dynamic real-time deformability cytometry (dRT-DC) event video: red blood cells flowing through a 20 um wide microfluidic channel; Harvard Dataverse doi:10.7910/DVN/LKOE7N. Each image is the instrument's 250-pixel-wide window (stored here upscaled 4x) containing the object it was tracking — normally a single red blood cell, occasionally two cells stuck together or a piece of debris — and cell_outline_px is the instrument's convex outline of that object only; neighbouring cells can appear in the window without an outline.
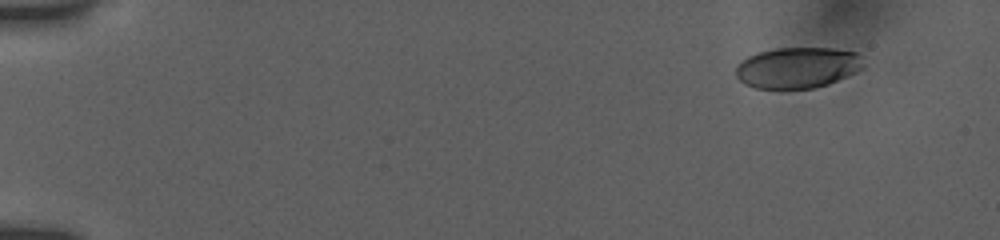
{"species": "human", "species_latin": "Homo sapiens", "temperature_condition": "room temperature", "stored_images_in_passage": 34, "camera_frame_rate_fps": 3000, "um_per_image_px": 0.085, "donor": {"sex": "female"}, "frame": {"image": 1, "passage_image": 1, "time_ms": 0.0, "image_size_px": [1000, 240], "cell_outline_px": [[864, 68], [848, 76], [828, 84], [816, 88], [756, 88], [744, 84], [736, 76], [736, 64], [740, 60], [748, 56], [760, 52], [776, 48], [832, 48], [856, 52], [860, 56]], "centroid_in_image_um": [67.78, 5.75], "position_along_channel_um": 17.2, "area_um2": 30.52}}
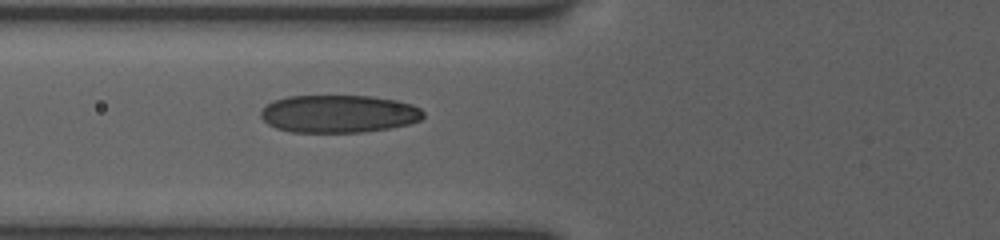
{"frame": {"image": 2, "passage_image": 22, "time_ms": 5.667, "image_size_px": [1000, 240], "cell_outline_px": [[424, 116], [420, 120], [408, 124], [388, 128], [364, 132], [288, 132], [276, 128], [268, 124], [260, 116], [260, 112], [268, 104], [276, 100], [288, 96], [372, 96], [396, 100], [412, 104], [420, 108], [424, 112]], "centroid_in_image_um": [28.8, 9.67], "position_along_channel_um": 97.0, "area_um2": 35.72}}
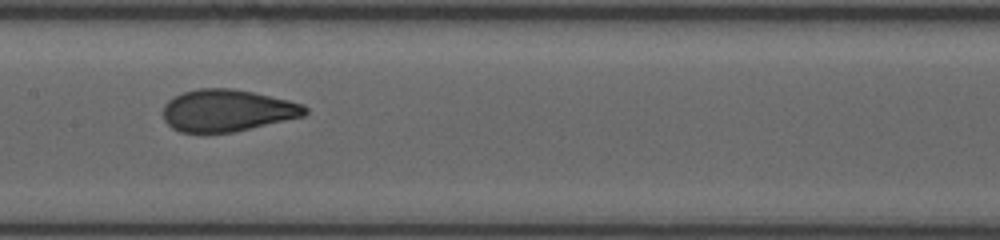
{"frame": {"image": 3, "passage_image": 33, "time_ms": 8.0, "image_size_px": [1000, 240], "cell_outline_px": [[308, 112], [304, 116], [232, 132], [180, 132], [172, 128], [164, 120], [164, 104], [168, 100], [184, 92], [200, 88], [232, 88], [252, 92], [288, 100], [304, 104], [308, 108]], "centroid_in_image_um": [19.32, 9.38], "position_along_channel_um": 188.1, "area_um2": 34.45}}